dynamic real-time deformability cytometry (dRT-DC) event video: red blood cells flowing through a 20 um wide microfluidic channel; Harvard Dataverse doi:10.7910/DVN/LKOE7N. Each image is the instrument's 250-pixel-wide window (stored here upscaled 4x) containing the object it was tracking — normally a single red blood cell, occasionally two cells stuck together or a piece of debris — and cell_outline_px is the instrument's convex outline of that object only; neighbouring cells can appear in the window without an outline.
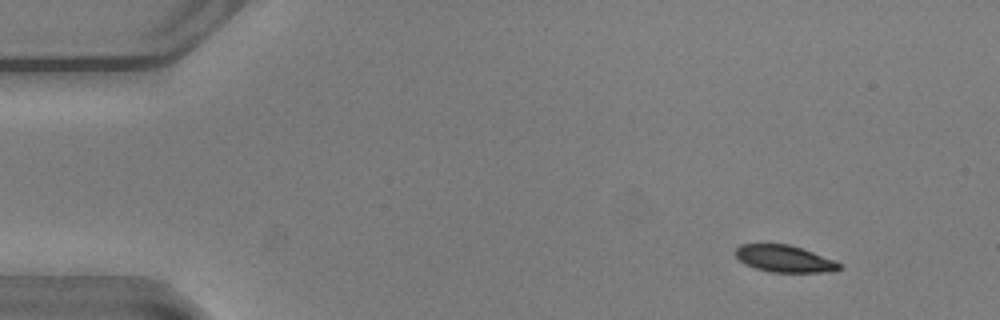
{"species": "common noctule bat (a hibernating species)", "species_latin": "Nyctalus noctula", "temperature_condition": "warm", "stored_images_in_passage": 53, "camera_frame_rate_fps": 3000, "um_per_image_px": 0.085, "animal": {"sex": "male", "body_mass_g": 20.5, "forearm_length_mm": 52.5}, "frame": {"image": 1, "passage_image": 5, "time_ms": 1.333, "image_size_px": [1000, 320], "cell_outline_px": [[844, 268], [832, 272], [772, 272], [756, 268], [740, 260], [732, 252], [740, 244], [788, 244], [812, 252], [832, 260], [840, 264]], "centroid_in_image_um": [66.66, 21.99], "position_along_channel_um": 18.3, "area_um2": 16.07}}
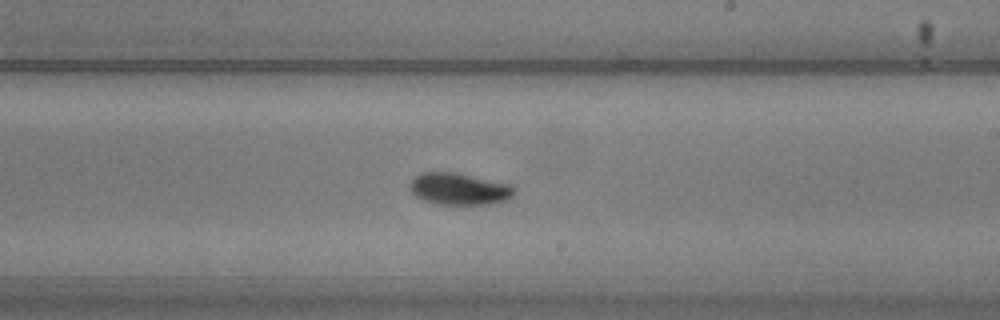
{"frame": {"image": 2, "passage_image": 31, "time_ms": 10.0, "image_size_px": [1000, 320], "cell_outline_px": [[516, 188], [512, 196], [504, 200], [492, 204], [436, 204], [424, 200], [416, 196], [412, 192], [408, 184], [420, 172], [456, 172], [512, 184]], "centroid_in_image_um": [39.04, 16.04], "position_along_channel_um": 250.0, "area_um2": 19.48}}
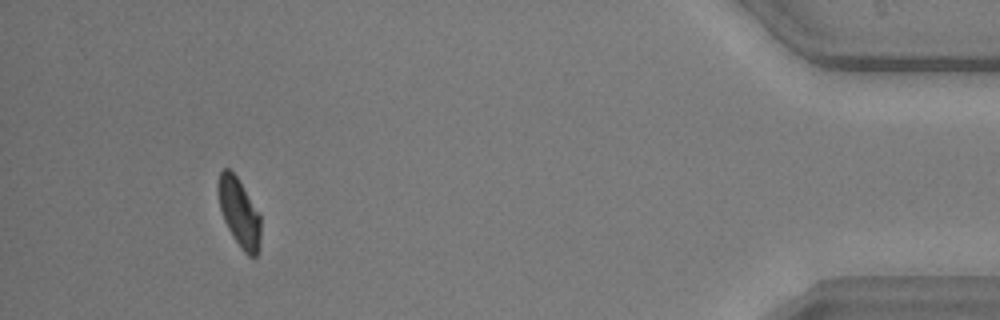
{"frame": {"image": 3, "passage_image": 49, "time_ms": 16.0, "image_size_px": [1000, 320], "cell_outline_px": [[260, 248], [256, 256], [248, 256], [244, 252], [232, 236], [224, 220], [220, 208], [216, 188], [220, 172], [224, 168], [228, 168], [236, 176], [260, 216]], "centroid_in_image_um": [20.31, 18.08], "position_along_channel_um": 414.9, "area_um2": 16.76}, "authors_computed_cell_mechanics": {"area_um2": 17.918, "velocity_mm_per_s": 3.8079, "shape_relaxation_time_tau1_ms": 1.9821, "shape_relaxation_time_tau2_ms": null, "deformation_change_tau1": 0.1175, "deformation_change_tau2": null}}